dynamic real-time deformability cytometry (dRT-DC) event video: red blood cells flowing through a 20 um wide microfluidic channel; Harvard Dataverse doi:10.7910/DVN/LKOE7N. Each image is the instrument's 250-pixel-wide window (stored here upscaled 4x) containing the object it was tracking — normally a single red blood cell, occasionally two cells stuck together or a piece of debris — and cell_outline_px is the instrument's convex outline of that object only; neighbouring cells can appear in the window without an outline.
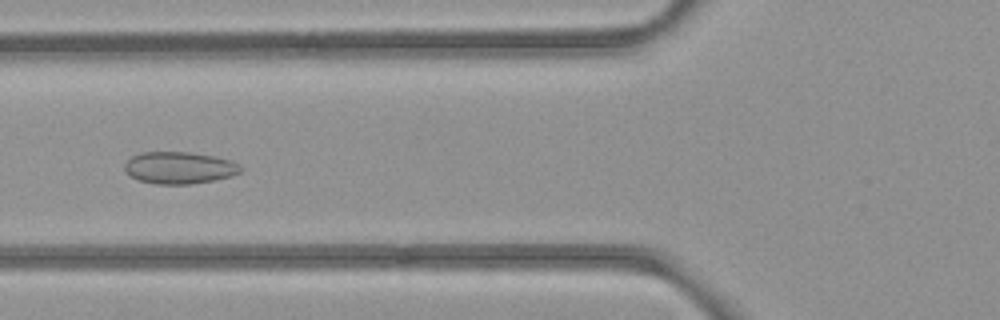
{"species": "common noctule bat (a hibernating species)", "species_latin": "Nyctalus noctula", "temperature_condition": "room temperature", "stored_images_in_passage": 38, "camera_frame_rate_fps": 3000, "um_per_image_px": 0.085, "animal": {"sex": "female", "body_mass_g": 21.9}, "frame": {"image": 1, "passage_image": 6, "time_ms": 1.667, "image_size_px": [1000, 320], "cell_outline_px": [[244, 168], [240, 172], [232, 176], [216, 180], [192, 184], [156, 184], [140, 180], [132, 176], [124, 168], [124, 164], [132, 156], [140, 152], [188, 152], [212, 156], [228, 160], [240, 164]], "centroid_in_image_um": [15.27, 14.26], "position_along_channel_um": 110.5, "area_um2": 21.56}}
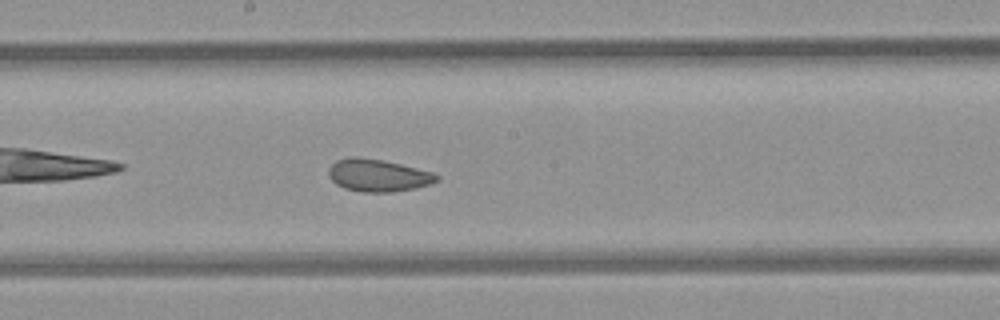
{"frame": {"image": 2, "passage_image": 14, "time_ms": 4.333, "image_size_px": [1000, 320], "cell_outline_px": [[440, 180], [416, 188], [392, 192], [360, 192], [344, 188], [336, 184], [328, 176], [328, 168], [336, 160], [352, 156], [356, 156], [380, 160], [400, 164], [432, 172], [440, 176]], "centroid_in_image_um": [32.11, 14.91], "position_along_channel_um": 216.1, "area_um2": 20.4}}
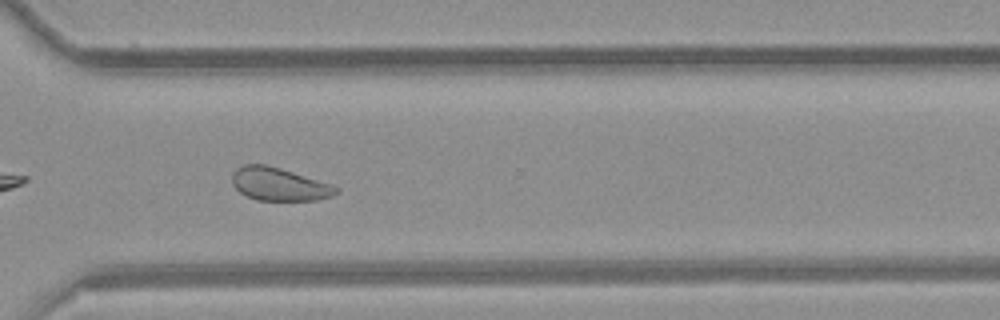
{"frame": {"image": 3, "passage_image": 24, "time_ms": 7.667, "image_size_px": [1000, 320], "cell_outline_px": [[340, 192], [332, 196], [316, 200], [256, 200], [240, 192], [232, 184], [232, 172], [236, 168], [244, 164], [264, 164], [280, 168], [332, 184], [340, 188]], "centroid_in_image_um": [23.73, 15.65], "position_along_channel_um": 346.9, "area_um2": 20.06}, "authors_computed_cell_mechanics": {"area_um2": 21.0681, "velocity_mm_per_s": 3.9366, "shape_relaxation_time_tau1_ms": null, "shape_relaxation_time_tau2_ms": 1.5173, "deformation_change_tau1": null, "deformation_change_tau2": 0.0631}}